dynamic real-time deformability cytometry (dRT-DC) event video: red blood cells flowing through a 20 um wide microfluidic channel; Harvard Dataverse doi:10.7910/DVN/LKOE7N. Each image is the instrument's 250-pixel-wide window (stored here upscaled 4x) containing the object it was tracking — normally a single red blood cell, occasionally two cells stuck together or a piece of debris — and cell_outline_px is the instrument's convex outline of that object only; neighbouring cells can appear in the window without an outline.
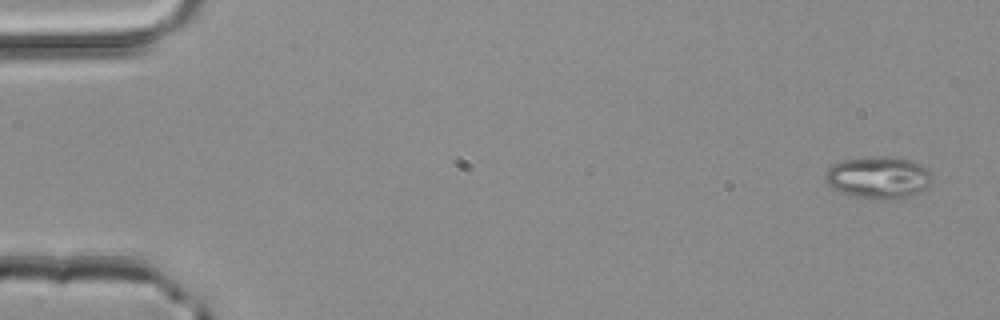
{"species": "common noctule bat (a hibernating species)", "species_latin": "Nyctalus noctula", "temperature_condition": "room temperature", "stored_images_in_passage": 3, "camera_frame_rate_fps": 3000, "um_per_image_px": 0.085, "animal": {"sex": "male", "body_mass_g": 20.4}, "frame": {"image": 1, "passage_image": 1, "time_ms": 0.0, "image_size_px": [1000, 320], "cell_outline_px": [[928, 184], [920, 192], [896, 200], [884, 200], [848, 196], [832, 188], [828, 184], [824, 176], [828, 168], [832, 164], [840, 160], [884, 156], [892, 156], [908, 160], [920, 164], [928, 172]], "centroid_in_image_um": [74.58, 15.1], "position_along_channel_um": 10.4, "area_um2": 26.07}}